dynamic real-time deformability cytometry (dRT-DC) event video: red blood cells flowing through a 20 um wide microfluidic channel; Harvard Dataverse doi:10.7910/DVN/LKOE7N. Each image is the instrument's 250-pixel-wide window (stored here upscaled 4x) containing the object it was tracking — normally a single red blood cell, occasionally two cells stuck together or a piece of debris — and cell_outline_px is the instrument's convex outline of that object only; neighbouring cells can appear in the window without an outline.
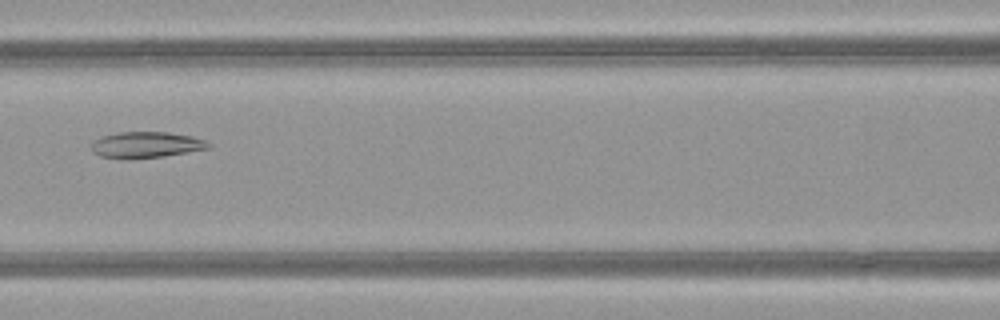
{"species": "common noctule bat (a hibernating species)", "species_latin": "Nyctalus noctula", "temperature_condition": "warm", "stored_images_in_passage": 52, "camera_frame_rate_fps": 3000, "um_per_image_px": 0.085, "animal": {"sex": "female", "body_mass_g": 21.9}, "frame": {"image": 1, "passage_image": 24, "time_ms": 7.667, "image_size_px": [1000, 320], "cell_outline_px": [[212, 148], [164, 156], [100, 156], [92, 152], [88, 144], [92, 140], [104, 136], [120, 132], [168, 132], [192, 136], [204, 140], [212, 144]], "centroid_in_image_um": [12.45, 12.27], "position_along_channel_um": 154.1, "area_um2": 17.28}}
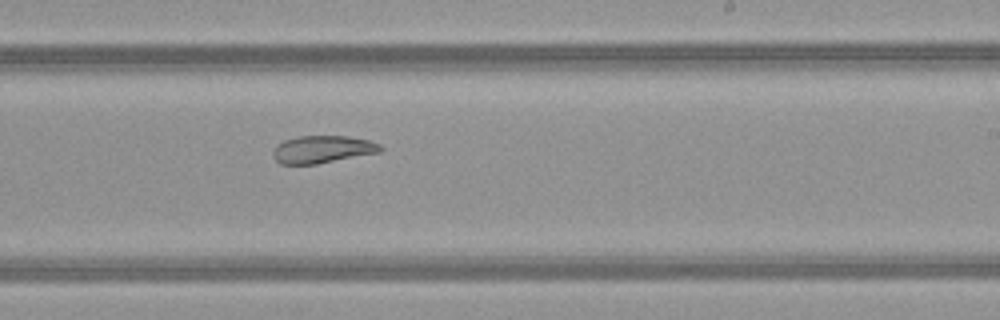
{"frame": {"image": 2, "passage_image": 32, "time_ms": 10.333, "image_size_px": [1000, 320], "cell_outline_px": [[384, 148], [380, 152], [316, 164], [280, 164], [272, 156], [272, 148], [276, 144], [284, 140], [296, 136], [348, 136], [368, 140], [380, 144]], "centroid_in_image_um": [27.37, 12.69], "position_along_channel_um": 261.6, "area_um2": 17.34}}
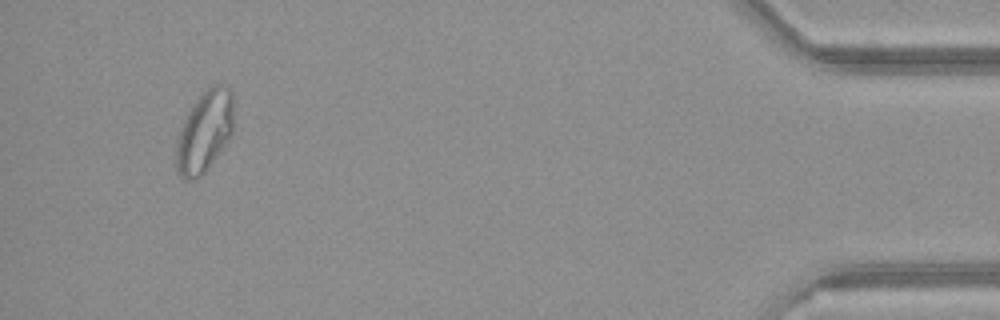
{"frame": {"image": 3, "passage_image": 49, "time_ms": 16.0, "image_size_px": [1000, 320], "cell_outline_px": [[232, 132], [228, 140], [204, 172], [196, 180], [188, 180], [180, 176], [176, 164], [176, 144], [184, 120], [188, 112], [200, 96], [212, 84], [228, 84], [232, 92]], "centroid_in_image_um": [17.39, 11.17], "position_along_channel_um": 417.8, "area_um2": 26.7}, "authors_computed_cell_mechanics": {"area_um2": 24.276, "velocity_mm_per_s": 4.0392, "shape_relaxation_time_tau1_ms": null, "shape_relaxation_time_tau2_ms": 2.4489, "deformation_change_tau1": null, "deformation_change_tau2": 0.08}}